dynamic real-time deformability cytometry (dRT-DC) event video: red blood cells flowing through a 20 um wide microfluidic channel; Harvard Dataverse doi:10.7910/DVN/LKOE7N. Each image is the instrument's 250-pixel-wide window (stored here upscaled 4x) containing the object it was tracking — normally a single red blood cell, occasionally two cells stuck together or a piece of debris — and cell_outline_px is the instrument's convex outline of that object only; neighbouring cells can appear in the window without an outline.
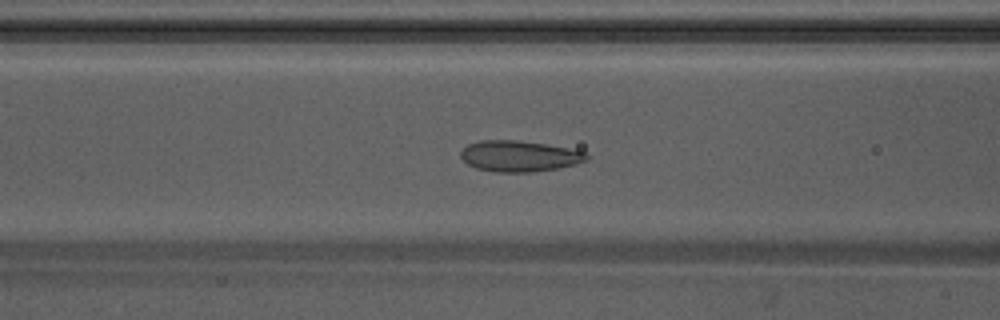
{"species": "Egyptian fruit bat (a non-hibernating species)", "species_latin": "Rousettus aegyptiacus", "temperature_condition": "warm", "stored_images_in_passage": 53, "camera_frame_rate_fps": 3000, "um_per_image_px": 0.085, "animal": {"sex": "male"}, "frame": {"image": 1, "passage_image": 20, "time_ms": 6.333, "image_size_px": [1000, 320], "cell_outline_px": [[588, 160], [576, 164], [560, 168], [532, 172], [492, 172], [476, 168], [468, 164], [460, 156], [460, 152], [468, 144], [480, 140], [516, 140], [544, 144], [584, 152], [588, 156]], "centroid_in_image_um": [44.11, 13.28], "position_along_channel_um": 122.5, "area_um2": 22.6}}
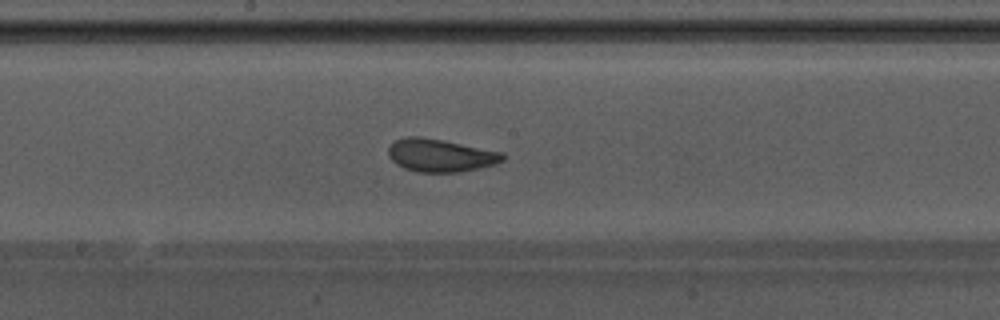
{"frame": {"image": 2, "passage_image": 27, "time_ms": 8.667, "image_size_px": [1000, 320], "cell_outline_px": [[504, 160], [496, 164], [460, 172], [416, 172], [404, 168], [396, 164], [388, 156], [388, 148], [396, 140], [408, 136], [420, 136], [444, 140], [504, 152]], "centroid_in_image_um": [37.44, 13.2], "position_along_channel_um": 210.8, "area_um2": 22.02}}
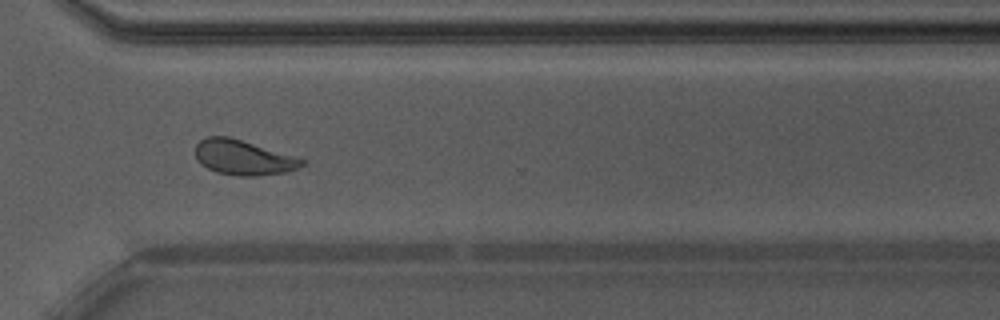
{"frame": {"image": 3, "passage_image": 38, "time_ms": 12.333, "image_size_px": [1000, 320], "cell_outline_px": [[308, 160], [304, 164], [288, 172], [256, 176], [236, 176], [216, 172], [200, 164], [196, 160], [196, 144], [200, 140], [208, 136], [228, 136], [300, 156]], "centroid_in_image_um": [20.73, 13.38], "position_along_channel_um": 349.9, "area_um2": 22.2}, "authors_computed_cell_mechanics": {"area_um2": 22.542, "velocity_mm_per_s": 3.7891, "shape_relaxation_time_tau1_ms": 8.9688, "shape_relaxation_time_tau2_ms": 1.0632, "deformation_change_tau1": 0.1409, "deformation_change_tau2": 0.0708}}